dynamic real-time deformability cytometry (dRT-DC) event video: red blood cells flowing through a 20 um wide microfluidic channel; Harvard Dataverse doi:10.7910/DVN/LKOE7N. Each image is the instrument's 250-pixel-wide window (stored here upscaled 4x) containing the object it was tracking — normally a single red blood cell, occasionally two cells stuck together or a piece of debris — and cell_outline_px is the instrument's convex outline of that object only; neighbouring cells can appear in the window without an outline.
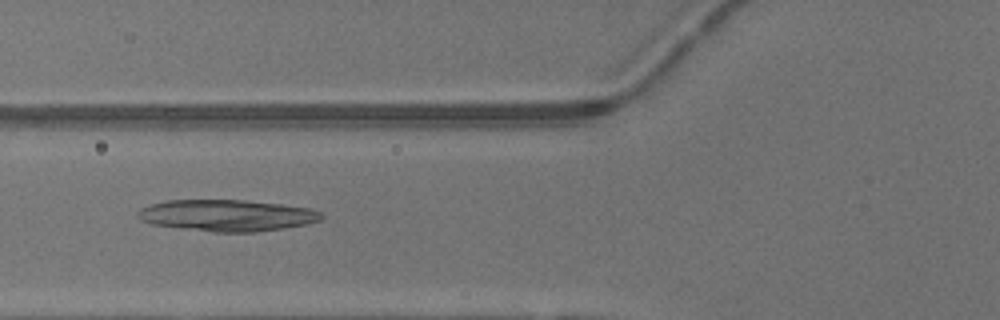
{"species": "common noctule bat (a hibernating species)", "species_latin": "Nyctalus noctula", "temperature_condition": "warm", "stored_images_in_passage": 36, "camera_frame_rate_fps": 3000, "um_per_image_px": 0.085, "animal": {"sex": "male", "body_mass_g": 13.3}, "frame": {"image": 1, "passage_image": 8, "time_ms": 2.333, "image_size_px": [1000, 320], "cell_outline_px": [[324, 216], [320, 220], [308, 224], [284, 228], [256, 232], [212, 232], [180, 228], [152, 224], [140, 220], [136, 216], [136, 212], [140, 208], [152, 204], [168, 200], [244, 200], [280, 204], [308, 208], [320, 212]], "centroid_in_image_um": [19.27, 18.31], "position_along_channel_um": 106.5, "area_um2": 33.76}}
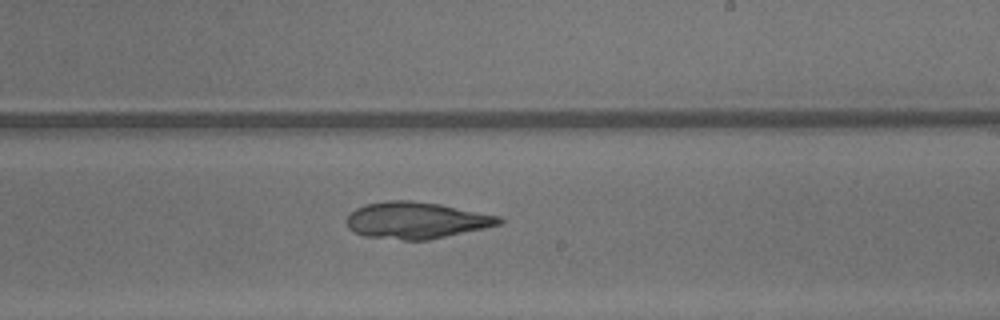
{"frame": {"image": 2, "passage_image": 18, "time_ms": 5.667, "image_size_px": [1000, 320], "cell_outline_px": [[504, 224], [428, 240], [404, 240], [364, 236], [352, 232], [348, 228], [348, 216], [356, 208], [364, 204], [388, 200], [408, 200], [440, 204], [500, 216], [504, 220]], "centroid_in_image_um": [35.4, 18.73], "position_along_channel_um": 253.6, "area_um2": 32.6}}
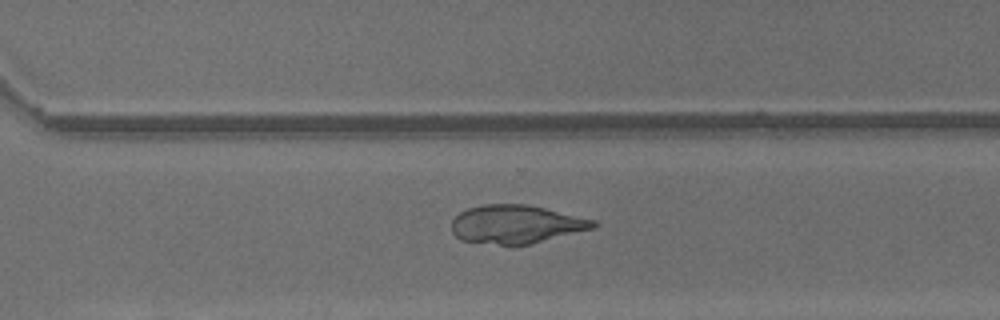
{"frame": {"image": 3, "passage_image": 23, "time_ms": 7.333, "image_size_px": [1000, 320], "cell_outline_px": [[600, 224], [596, 228], [528, 244], [500, 244], [460, 240], [452, 232], [452, 220], [460, 212], [468, 208], [484, 204], [528, 204], [596, 220]], "centroid_in_image_um": [43.9, 19.04], "position_along_channel_um": 326.7, "area_um2": 31.56}}